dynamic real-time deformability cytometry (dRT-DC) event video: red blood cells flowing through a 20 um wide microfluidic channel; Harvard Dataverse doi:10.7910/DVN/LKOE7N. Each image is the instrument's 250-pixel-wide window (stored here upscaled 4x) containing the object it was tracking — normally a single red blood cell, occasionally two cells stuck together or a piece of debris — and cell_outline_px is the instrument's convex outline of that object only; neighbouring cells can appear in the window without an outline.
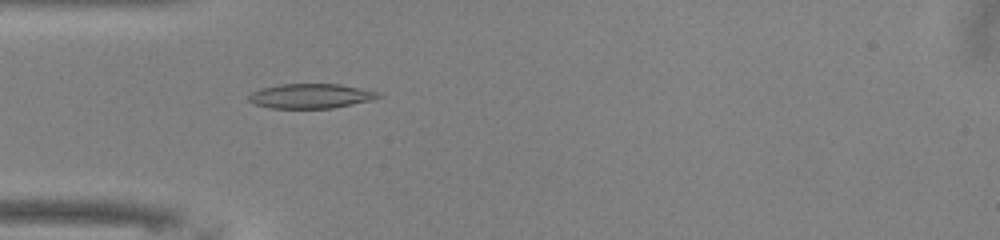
{"species": "common noctule bat (a hibernating species)", "species_latin": "Nyctalus noctula", "temperature_condition": "warm", "stored_images_in_passage": 50, "camera_frame_rate_fps": 3000, "um_per_image_px": 0.085, "animal": {"sex": "male", "body_mass_g": 13.0, "forearm_length_mm": 53.1}, "frame": {"image": 1, "passage_image": 15, "time_ms": 4.667, "image_size_px": [1000, 240], "cell_outline_px": [[384, 96], [372, 100], [332, 108], [268, 108], [256, 104], [248, 100], [248, 96], [252, 92], [260, 88], [280, 84], [340, 84], [380, 92]], "centroid_in_image_um": [26.43, 8.16], "position_along_channel_um": 58.6, "area_um2": 18.67}}
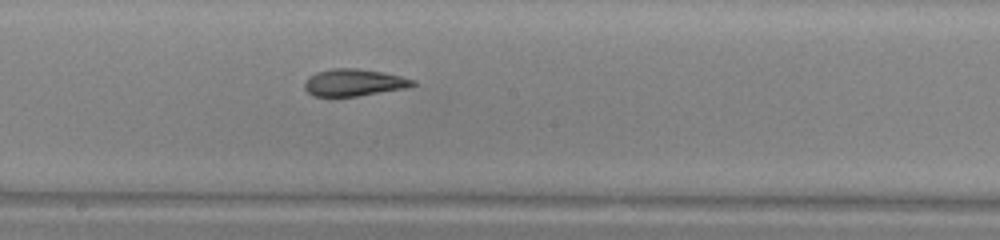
{"frame": {"image": 2, "passage_image": 27, "time_ms": 8.667, "image_size_px": [1000, 240], "cell_outline_px": [[416, 84], [404, 88], [356, 96], [312, 96], [304, 88], [304, 84], [308, 76], [316, 72], [332, 68], [356, 68], [384, 72], [416, 80]], "centroid_in_image_um": [30.05, 7.0], "position_along_channel_um": 218.2, "area_um2": 16.99}}
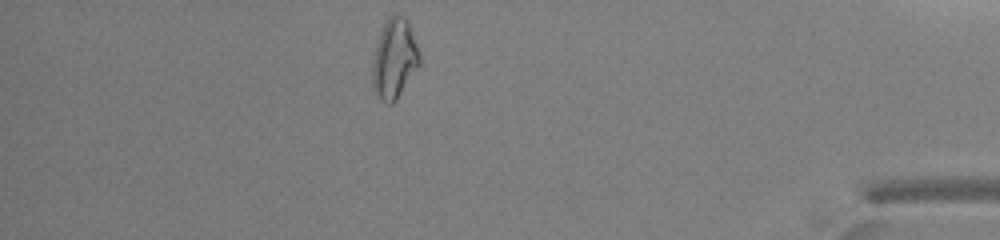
{"frame": {"image": 3, "passage_image": 44, "time_ms": 14.333, "image_size_px": [1000, 240], "cell_outline_px": [[420, 64], [396, 100], [392, 104], [388, 104], [380, 100], [372, 88], [372, 64], [376, 44], [384, 24], [388, 16], [392, 12], [396, 12], [404, 16], [408, 20], [420, 52]], "centroid_in_image_um": [33.52, 4.97], "position_along_channel_um": 401.7, "area_um2": 22.2}, "authors_computed_cell_mechanics": {"area_um2": 18.9295, "velocity_mm_per_s": 4.0566, "shape_relaxation_time_tau1_ms": null, "shape_relaxation_time_tau2_ms": 3.3628, "deformation_change_tau1": null, "deformation_change_tau2": 0.1144}}